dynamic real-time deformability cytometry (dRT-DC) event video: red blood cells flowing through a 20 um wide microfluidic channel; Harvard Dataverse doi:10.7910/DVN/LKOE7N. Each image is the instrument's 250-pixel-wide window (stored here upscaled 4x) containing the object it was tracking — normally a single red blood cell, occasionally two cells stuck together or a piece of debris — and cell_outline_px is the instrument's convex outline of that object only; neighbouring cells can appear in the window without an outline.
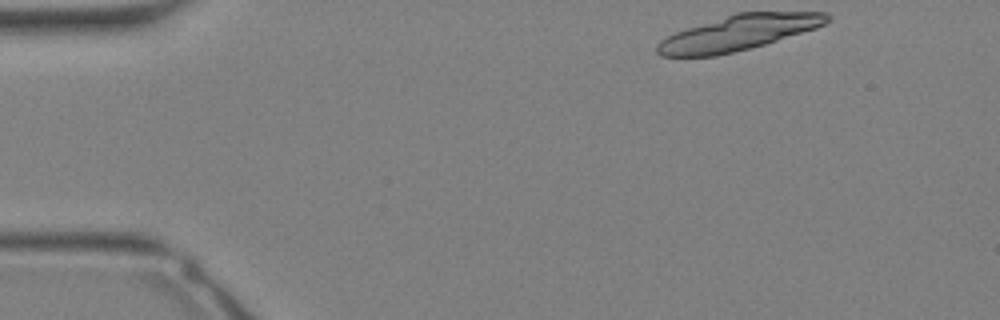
{"species": "Egyptian fruit bat (a non-hibernating species)", "species_latin": "Rousettus aegyptiacus", "temperature_condition": "warm", "stored_images_in_passage": 30, "segment_of_instrument_passage": [1, 2], "camera_frame_rate_fps": 3000, "um_per_image_px": 0.085, "animal": {"sex": "female"}, "frame": {"image": 1, "passage_image": 1, "time_ms": 0.0, "image_size_px": [1000, 320], "cell_outline_px": [[832, 20], [816, 28], [764, 44], [716, 56], [660, 56], [656, 52], [656, 44], [660, 40], [676, 32], [736, 12], [828, 12], [832, 16]], "centroid_in_image_um": [62.79, 2.78], "position_along_channel_um": 22.2, "area_um2": 34.56}}